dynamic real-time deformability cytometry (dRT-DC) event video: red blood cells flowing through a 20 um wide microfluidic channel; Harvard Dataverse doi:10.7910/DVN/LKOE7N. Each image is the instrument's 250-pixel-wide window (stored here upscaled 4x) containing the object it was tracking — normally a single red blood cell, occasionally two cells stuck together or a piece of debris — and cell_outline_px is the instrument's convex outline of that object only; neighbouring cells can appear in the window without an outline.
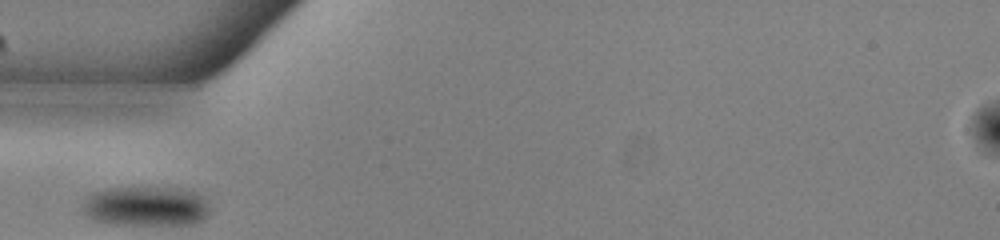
{"species": "common noctule bat (a hibernating species)", "species_latin": "Nyctalus noctula", "temperature_condition": "warm", "stored_images_in_passage": 25, "camera_frame_rate_fps": 3000, "um_per_image_px": 0.085, "animal": {"sex": "male", "body_mass_g": 13.0, "forearm_length_mm": 53.1}, "frame": {"image": 1, "passage_image": 1, "time_ms": 0.0, "image_size_px": [1000, 240], "cell_outline_px": [[208, 212], [196, 224], [108, 224], [96, 220], [88, 216], [80, 208], [80, 204], [92, 192], [108, 188], [176, 188], [192, 192], [200, 196], [208, 208]], "centroid_in_image_um": [12.3, 17.54], "position_along_channel_um": 72.7, "area_um2": 29.07}}
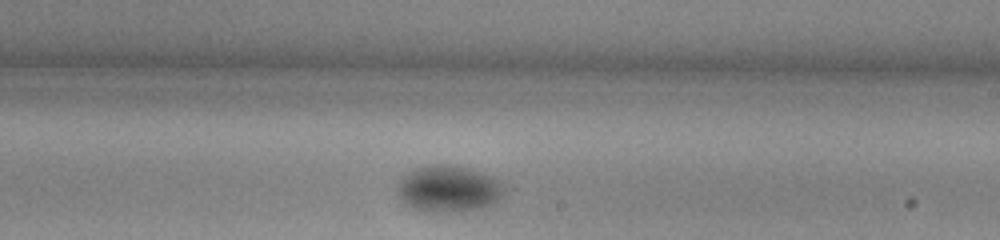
{"frame": {"image": 2, "passage_image": 15, "time_ms": 4.667, "image_size_px": [1000, 240], "cell_outline_px": [[504, 192], [492, 204], [480, 208], [460, 212], [428, 212], [412, 208], [396, 192], [396, 188], [404, 176], [416, 168], [432, 164], [440, 164], [464, 168], [492, 176], [504, 184]], "centroid_in_image_um": [38.12, 16.07], "position_along_channel_um": 250.9, "area_um2": 28.5}}
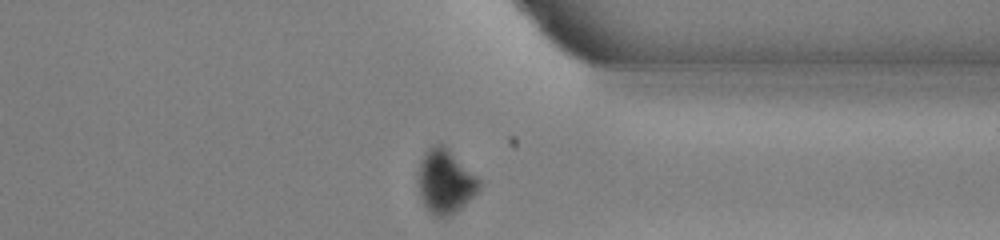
{"frame": {"image": 3, "passage_image": 25, "time_ms": 8.0, "image_size_px": [1000, 240], "cell_outline_px": [[480, 188], [460, 208], [448, 216], [436, 216], [424, 208], [420, 196], [416, 180], [416, 172], [420, 160], [424, 152], [428, 148], [436, 144], [440, 144], [448, 148], [480, 180]], "centroid_in_image_um": [37.77, 15.41], "position_along_channel_um": 373.6, "area_um2": 22.77}}